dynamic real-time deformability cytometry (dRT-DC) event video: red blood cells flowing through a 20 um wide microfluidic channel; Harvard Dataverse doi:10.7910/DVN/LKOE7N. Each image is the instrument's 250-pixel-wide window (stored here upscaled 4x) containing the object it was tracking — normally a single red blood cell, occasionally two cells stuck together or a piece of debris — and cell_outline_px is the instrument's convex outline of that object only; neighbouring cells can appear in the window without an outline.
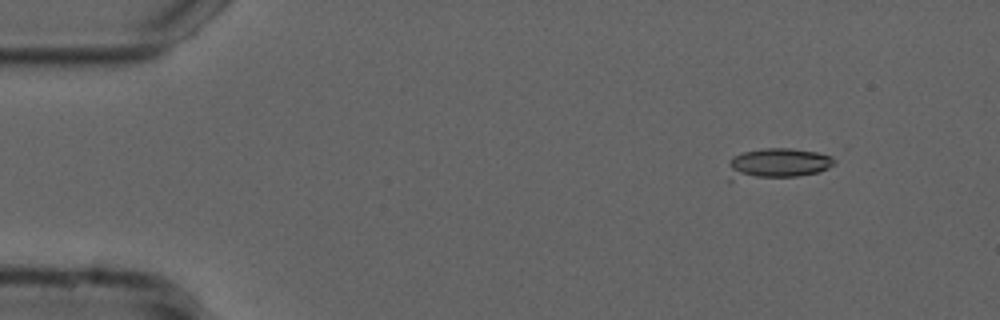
{"species": "common noctule bat (a hibernating species)", "species_latin": "Nyctalus noctula", "temperature_condition": "cold", "stored_images_in_passage": 10, "camera_frame_rate_fps": 3000, "um_per_image_px": 0.085, "animal": {"sex": "male", "forearm_length_mm": 52.5}, "frame": {"image": 1, "passage_image": 1, "time_ms": 0.0, "image_size_px": [1000, 320], "cell_outline_px": [[836, 164], [828, 168], [816, 172], [796, 176], [728, 184], [728, 160], [732, 156], [744, 152], [764, 148], [792, 148], [836, 152]], "centroid_in_image_um": [66.07, 13.93], "position_along_channel_um": 18.9, "area_um2": 20.69}}
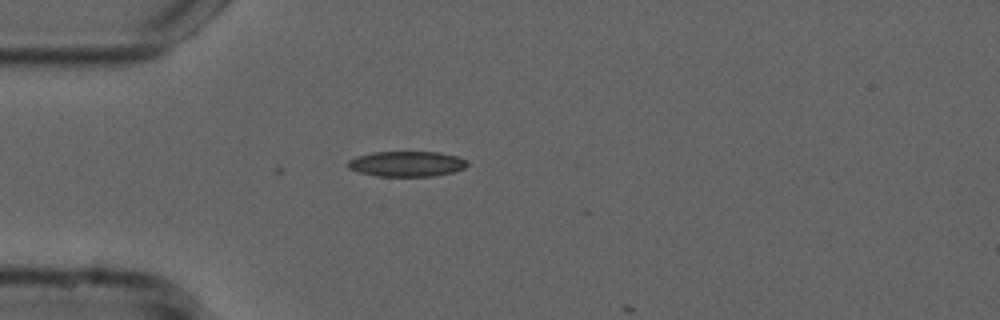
{"frame": {"image": 2, "passage_image": 10, "time_ms": 3.0, "image_size_px": [1000, 320], "cell_outline_px": [[468, 164], [464, 168], [452, 172], [432, 176], [376, 176], [360, 172], [348, 168], [348, 160], [356, 156], [372, 152], [440, 152], [456, 156], [468, 160]], "centroid_in_image_um": [34.57, 13.92], "position_along_channel_um": 50.4, "area_um2": 17.63}}